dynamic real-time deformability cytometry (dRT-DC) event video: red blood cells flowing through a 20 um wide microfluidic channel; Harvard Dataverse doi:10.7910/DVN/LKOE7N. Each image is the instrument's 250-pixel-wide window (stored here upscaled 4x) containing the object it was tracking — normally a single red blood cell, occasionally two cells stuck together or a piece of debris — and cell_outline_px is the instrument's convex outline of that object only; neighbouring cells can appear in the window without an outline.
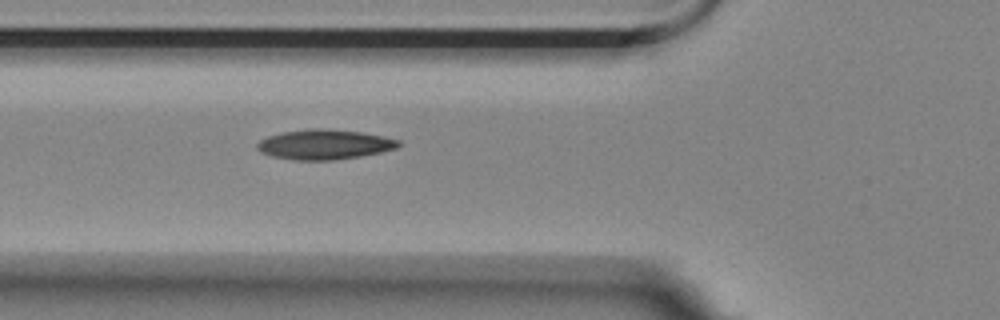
{"species": "Egyptian fruit bat (a non-hibernating species)", "species_latin": "Rousettus aegyptiacus", "temperature_condition": "room temperature", "stored_images_in_passage": 6, "camera_frame_rate_fps": 3000, "um_per_image_px": 0.085, "animal": {"sex": "female"}, "frame": {"image": 1, "passage_image": 6, "time_ms": 1.667, "image_size_px": [1000, 320], "cell_outline_px": [[400, 144], [396, 148], [380, 152], [360, 156], [332, 160], [296, 160], [272, 156], [260, 152], [256, 148], [256, 144], [260, 140], [268, 136], [280, 132], [312, 128], [324, 128], [364, 132], [400, 140]], "centroid_in_image_um": [27.55, 12.27], "position_along_channel_um": 98.3, "area_um2": 24.68}}